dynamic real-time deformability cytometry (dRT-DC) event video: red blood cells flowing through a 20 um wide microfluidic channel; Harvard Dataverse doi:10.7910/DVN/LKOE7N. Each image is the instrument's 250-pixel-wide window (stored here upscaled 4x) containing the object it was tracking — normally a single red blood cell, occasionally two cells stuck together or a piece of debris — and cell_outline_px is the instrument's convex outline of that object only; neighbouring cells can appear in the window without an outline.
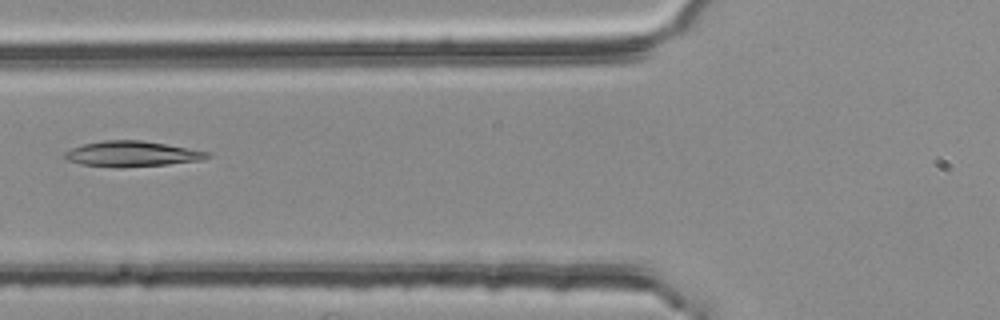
{"species": "common noctule bat (a hibernating species)", "species_latin": "Nyctalus noctula", "temperature_condition": "room temperature", "stored_images_in_passage": 5, "camera_frame_rate_fps": 3000, "um_per_image_px": 0.085, "animal": {"sex": "female", "body_mass_g": 25.1}, "frame": {"image": 1, "passage_image": 5, "time_ms": 1.333, "image_size_px": [1000, 320], "cell_outline_px": [[212, 156], [200, 160], [168, 164], [120, 168], [116, 168], [80, 164], [68, 160], [64, 156], [64, 152], [72, 148], [84, 144], [104, 140], [140, 140], [212, 152]], "centroid_in_image_um": [11.22, 13.09], "position_along_channel_um": 114.6, "area_um2": 21.15}}